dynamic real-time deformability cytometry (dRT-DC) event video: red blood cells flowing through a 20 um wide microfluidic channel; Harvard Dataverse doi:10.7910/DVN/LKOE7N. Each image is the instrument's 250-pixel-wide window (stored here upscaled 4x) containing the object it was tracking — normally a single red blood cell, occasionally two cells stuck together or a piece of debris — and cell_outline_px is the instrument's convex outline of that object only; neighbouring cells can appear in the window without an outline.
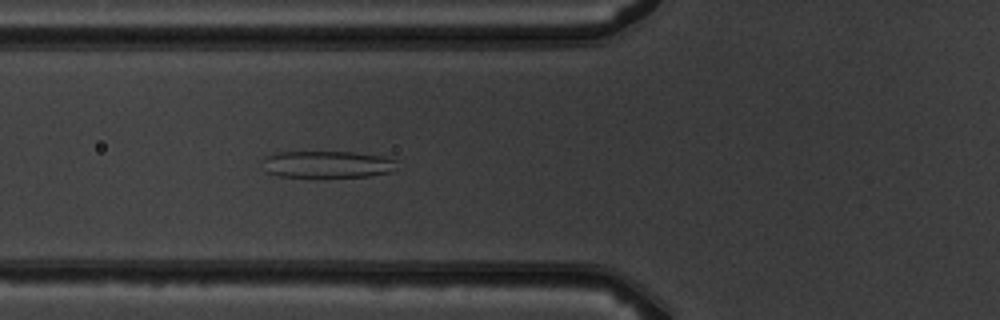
{"species": "common noctule bat (a hibernating species)", "species_latin": "Nyctalus noctula", "temperature_condition": "warm", "stored_images_in_passage": 4, "camera_frame_rate_fps": 3000, "um_per_image_px": 0.085, "animal": {"sex": "male", "body_mass_g": 19.5, "forearm_length_mm": 54.6}, "frame": {"image": 1, "passage_image": 4, "time_ms": 4.333, "image_size_px": [1000, 320], "cell_outline_px": [[396, 160], [392, 172], [368, 176], [276, 176], [264, 172], [260, 160], [264, 156], [276, 152], [352, 152], [388, 156]], "centroid_in_image_um": [27.74, 13.95], "position_along_channel_um": 98.1, "area_um2": 21.27}}